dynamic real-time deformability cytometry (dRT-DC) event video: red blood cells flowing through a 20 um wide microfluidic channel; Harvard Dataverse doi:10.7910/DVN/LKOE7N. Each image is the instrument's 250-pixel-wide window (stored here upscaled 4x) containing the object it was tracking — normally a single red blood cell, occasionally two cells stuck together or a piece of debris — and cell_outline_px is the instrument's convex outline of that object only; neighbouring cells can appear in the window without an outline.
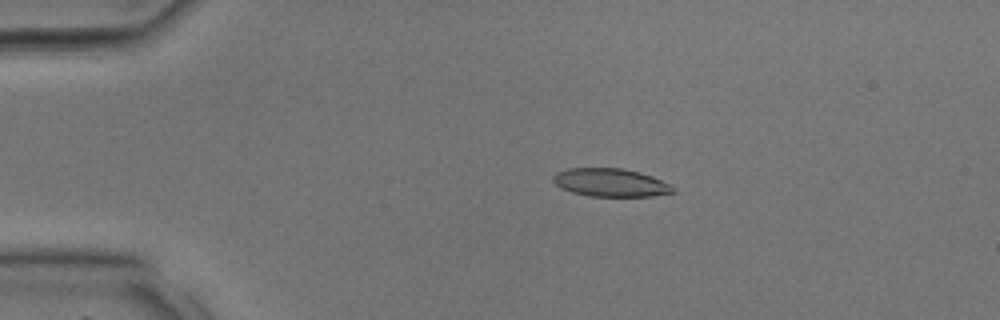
{"species": "common noctule bat (a hibernating species)", "species_latin": "Nyctalus noctula", "temperature_condition": "room temperature", "stored_images_in_passage": 36, "camera_frame_rate_fps": 3000, "um_per_image_px": 0.085, "animal": {"sex": "male", "body_mass_g": 17.9, "forearm_length_mm": 54.2}, "frame": {"image": 1, "passage_image": 8, "time_ms": 2.333, "image_size_px": [1000, 320], "cell_outline_px": [[676, 192], [652, 196], [588, 196], [572, 192], [560, 188], [552, 180], [552, 176], [556, 172], [568, 168], [624, 168], [640, 172], [652, 176], [672, 184], [676, 188]], "centroid_in_image_um": [51.92, 15.51], "position_along_channel_um": 33.1, "area_um2": 19.94}}
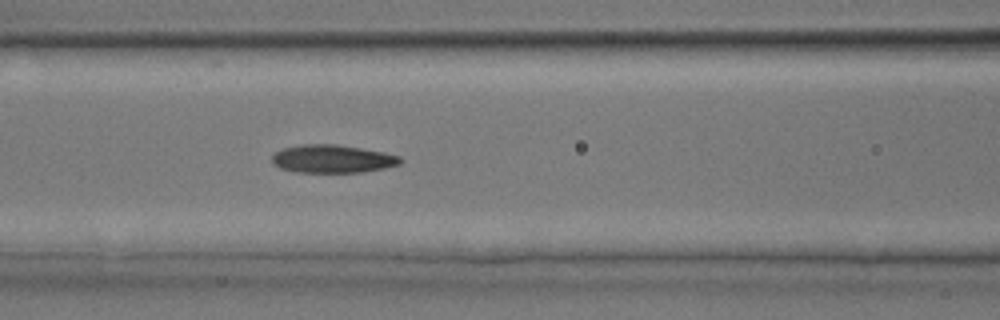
{"frame": {"image": 2, "passage_image": 16, "time_ms": 5.0, "image_size_px": [1000, 320], "cell_outline_px": [[404, 160], [400, 164], [384, 168], [360, 172], [296, 172], [280, 168], [272, 164], [272, 156], [280, 148], [304, 144], [336, 144], [384, 152], [400, 156]], "centroid_in_image_um": [28.24, 13.5], "position_along_channel_um": 138.4, "area_um2": 21.04}}
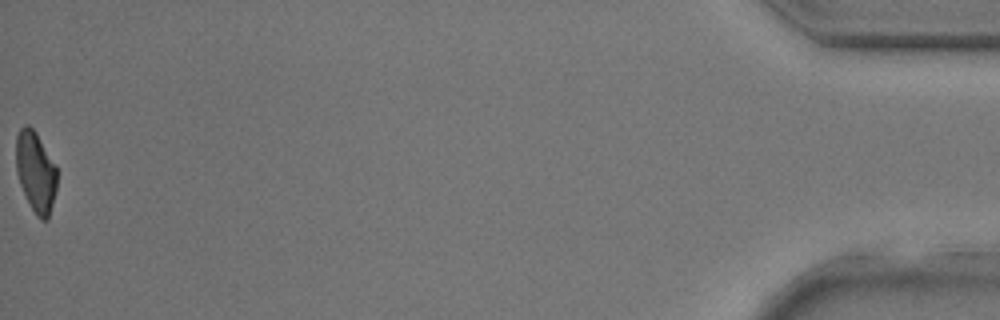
{"frame": {"image": 3, "passage_image": 36, "time_ms": 11.667, "image_size_px": [1000, 320], "cell_outline_px": [[56, 188], [48, 220], [40, 220], [36, 216], [20, 184], [16, 172], [16, 136], [20, 128], [24, 124], [28, 124], [36, 132], [56, 164]], "centroid_in_image_um": [3.03, 14.57], "position_along_channel_um": 432.2, "area_um2": 19.25}}